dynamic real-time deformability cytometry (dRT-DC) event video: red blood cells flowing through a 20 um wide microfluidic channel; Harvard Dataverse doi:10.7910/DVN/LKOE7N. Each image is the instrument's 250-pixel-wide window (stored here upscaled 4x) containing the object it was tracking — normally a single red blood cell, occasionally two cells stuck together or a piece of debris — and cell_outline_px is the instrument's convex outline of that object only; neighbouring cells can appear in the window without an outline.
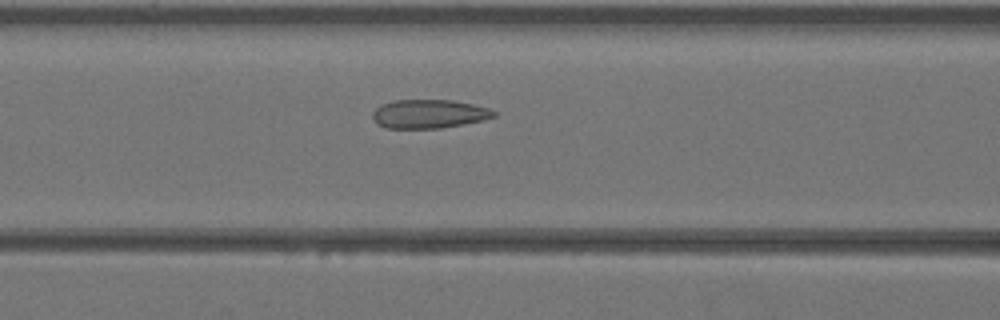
{"species": "Egyptian fruit bat (a non-hibernating species)", "species_latin": "Rousettus aegyptiacus", "temperature_condition": "warm", "stored_images_in_passage": 24, "camera_frame_rate_fps": 3000, "um_per_image_px": 0.085, "animal": {"sex": "female"}, "frame": {"image": 1, "passage_image": 6, "time_ms": 1.667, "image_size_px": [1000, 320], "cell_outline_px": [[496, 116], [484, 120], [464, 124], [440, 128], [384, 128], [376, 124], [372, 116], [372, 112], [380, 104], [392, 100], [452, 100], [472, 104], [488, 108], [496, 112]], "centroid_in_image_um": [36.43, 9.68], "position_along_channel_um": 130.2, "area_um2": 20.46}}
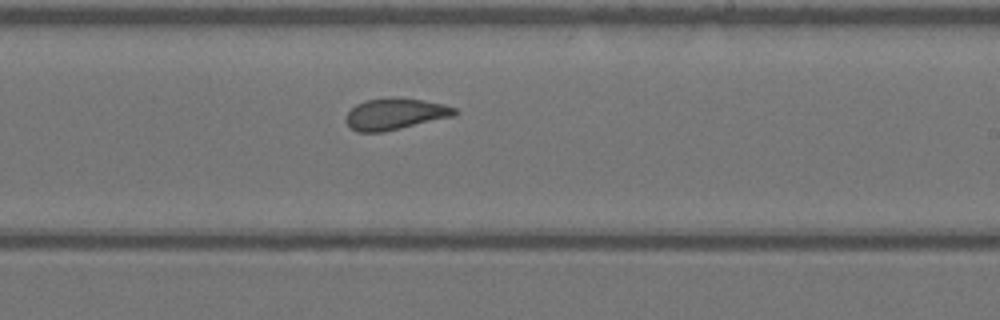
{"frame": {"image": 2, "passage_image": 14, "time_ms": 4.333, "image_size_px": [1000, 320], "cell_outline_px": [[460, 112], [456, 116], [384, 132], [356, 132], [344, 120], [348, 112], [356, 104], [364, 100], [392, 96], [396, 96], [444, 104], [456, 108]], "centroid_in_image_um": [33.61, 9.68], "position_along_channel_um": 255.4, "area_um2": 20.29}}
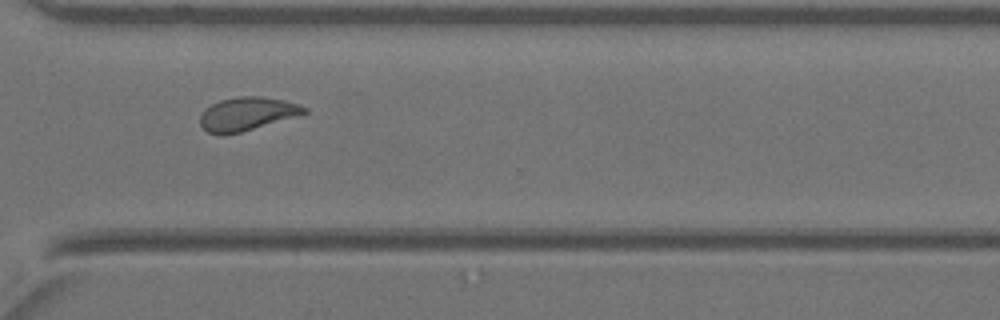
{"frame": {"image": 3, "passage_image": 20, "time_ms": 6.333, "image_size_px": [1000, 320], "cell_outline_px": [[308, 112], [240, 132], [220, 136], [208, 132], [200, 124], [200, 116], [204, 108], [220, 100], [240, 96], [260, 96], [284, 100], [300, 104], [308, 108]], "centroid_in_image_um": [20.96, 9.67], "position_along_channel_um": 349.6, "area_um2": 20.11}}